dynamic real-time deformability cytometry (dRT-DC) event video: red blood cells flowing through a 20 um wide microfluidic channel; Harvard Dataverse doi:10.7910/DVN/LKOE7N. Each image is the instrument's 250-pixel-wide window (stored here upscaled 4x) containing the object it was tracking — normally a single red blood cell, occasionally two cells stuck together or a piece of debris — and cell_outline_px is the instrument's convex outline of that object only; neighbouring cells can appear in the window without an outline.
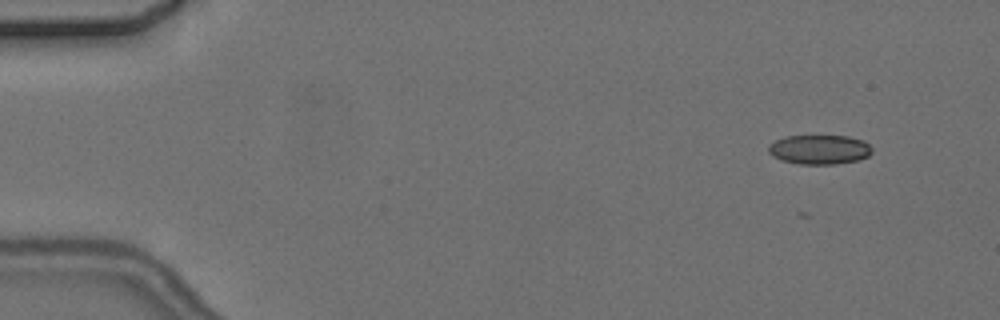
{"species": "common noctule bat (a hibernating species)", "species_latin": "Nyctalus noctula", "temperature_condition": "cold", "stored_images_in_passage": 4, "camera_frame_rate_fps": 3000, "um_per_image_px": 0.085, "animal": {"sex": "female", "body_mass_g": 24.6, "forearm_length_mm": 56.2}, "frame": {"image": 1, "passage_image": 1, "time_ms": 0.0, "image_size_px": [1000, 320], "cell_outline_px": [[872, 152], [868, 156], [860, 160], [836, 164], [800, 164], [784, 160], [772, 156], [768, 152], [768, 144], [784, 136], [848, 136], [864, 140], [872, 148]], "centroid_in_image_um": [69.67, 12.71], "position_along_channel_um": 15.3, "area_um2": 17.86}}